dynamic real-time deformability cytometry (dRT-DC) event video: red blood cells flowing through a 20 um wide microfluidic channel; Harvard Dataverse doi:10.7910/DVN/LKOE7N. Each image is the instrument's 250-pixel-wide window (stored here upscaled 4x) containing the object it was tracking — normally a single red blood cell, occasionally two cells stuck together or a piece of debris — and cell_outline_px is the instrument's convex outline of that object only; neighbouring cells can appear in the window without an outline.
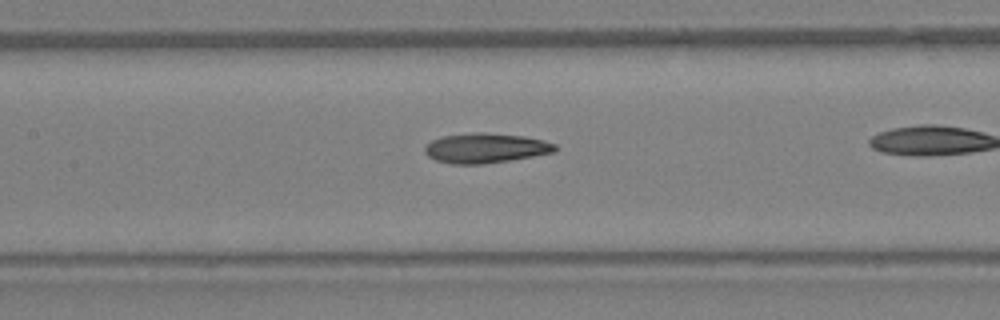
{"species": "Egyptian fruit bat (a non-hibernating species)", "species_latin": "Rousettus aegyptiacus", "temperature_condition": "warm", "stored_images_in_passage": 33, "camera_frame_rate_fps": 3000, "um_per_image_px": 0.085, "animal": {"sex": "female"}, "frame": {"image": 1, "passage_image": 19, "time_ms": 6.0, "image_size_px": [1000, 320], "cell_outline_px": [[556, 152], [484, 164], [452, 164], [436, 160], [428, 156], [424, 152], [424, 148], [432, 140], [444, 136], [472, 132], [484, 132], [524, 136], [544, 140], [556, 144]], "centroid_in_image_um": [41.28, 12.58], "position_along_channel_um": 166.1, "area_um2": 22.6}}
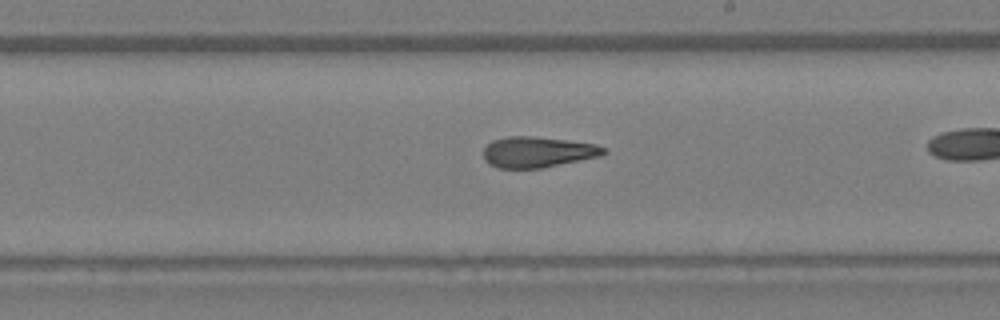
{"frame": {"image": 2, "passage_image": 24, "time_ms": 7.667, "image_size_px": [1000, 320], "cell_outline_px": [[608, 152], [600, 156], [540, 168], [496, 168], [488, 164], [484, 160], [484, 148], [492, 140], [508, 136], [532, 136], [596, 144], [608, 148]], "centroid_in_image_um": [45.69, 12.92], "position_along_channel_um": 243.3, "area_um2": 21.56}}